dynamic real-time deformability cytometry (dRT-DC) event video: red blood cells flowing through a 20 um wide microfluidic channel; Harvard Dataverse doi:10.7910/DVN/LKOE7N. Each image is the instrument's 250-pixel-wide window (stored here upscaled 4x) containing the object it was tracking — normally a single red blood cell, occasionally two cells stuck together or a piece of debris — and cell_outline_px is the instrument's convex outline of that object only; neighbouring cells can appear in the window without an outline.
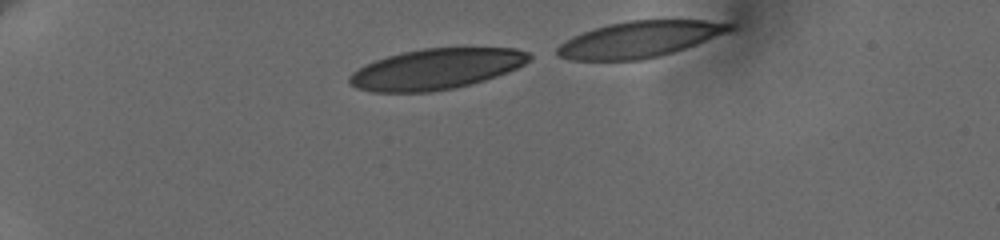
{"species": "human", "species_latin": "Homo sapiens", "temperature_condition": "cold", "stored_images_in_passage": 42, "camera_frame_rate_fps": 3000, "um_per_image_px": 0.085, "donor": {"sex": "female"}, "frame": {"image": 1, "passage_image": 3, "time_ms": 0.667, "image_size_px": [1000, 240], "cell_outline_px": [[532, 56], [524, 64], [516, 68], [496, 76], [484, 80], [452, 88], [428, 92], [372, 92], [356, 88], [348, 84], [348, 76], [352, 72], [364, 64], [400, 52], [424, 48], [516, 48], [528, 52]], "centroid_in_image_um": [37.01, 5.86], "position_along_channel_um": 48.0, "area_um2": 42.48}}
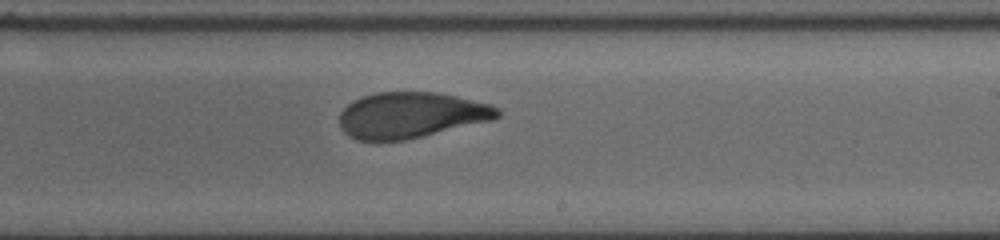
{"frame": {"image": 2, "passage_image": 25, "time_ms": 7.667, "image_size_px": [1000, 240], "cell_outline_px": [[500, 116], [492, 120], [404, 140], [356, 140], [348, 136], [340, 128], [340, 112], [352, 100], [376, 92], [436, 92], [456, 96], [488, 104], [500, 108]], "centroid_in_image_um": [34.91, 9.78], "position_along_channel_um": 254.1, "area_um2": 42.02}}
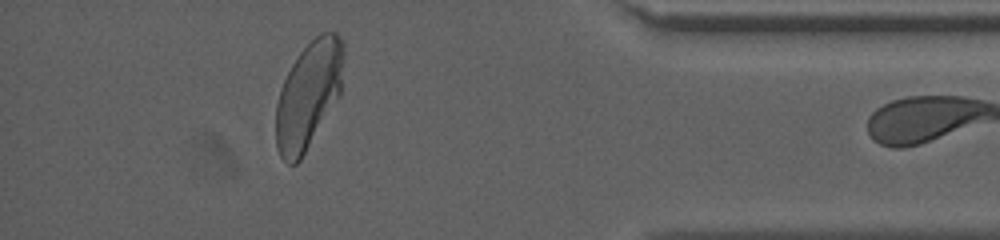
{"frame": {"image": 3, "passage_image": 41, "time_ms": 12.667, "image_size_px": [1000, 240], "cell_outline_px": [[344, 60], [340, 96], [300, 160], [296, 164], [288, 164], [280, 156], [276, 144], [276, 104], [280, 88], [292, 64], [300, 52], [320, 32], [336, 32], [340, 36], [344, 44]], "centroid_in_image_um": [26.24, 8.06], "position_along_channel_um": 409.0, "area_um2": 42.37}}